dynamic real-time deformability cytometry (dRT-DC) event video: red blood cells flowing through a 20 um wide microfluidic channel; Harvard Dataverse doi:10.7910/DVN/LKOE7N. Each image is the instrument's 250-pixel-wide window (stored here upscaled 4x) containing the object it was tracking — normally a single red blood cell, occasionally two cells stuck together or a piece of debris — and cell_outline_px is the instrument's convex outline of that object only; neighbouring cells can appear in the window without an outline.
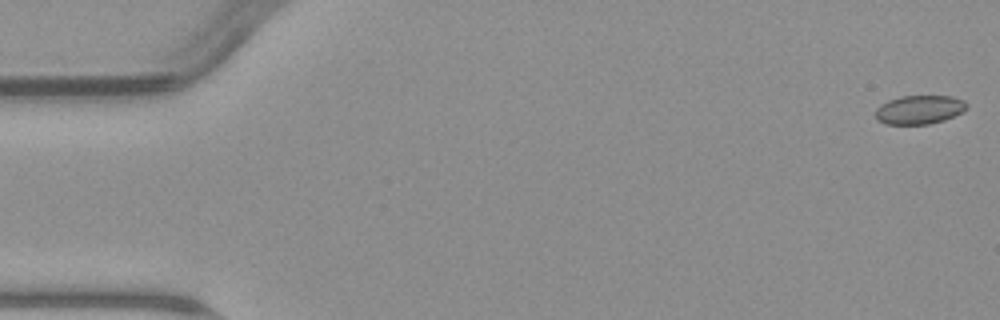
{"species": "common noctule bat (a hibernating species)", "species_latin": "Nyctalus noctula", "temperature_condition": "warm", "stored_images_in_passage": 8, "camera_frame_rate_fps": 3000, "um_per_image_px": 0.085, "animal": {"sex": "male", "body_mass_g": 23.1, "forearm_length_mm": 52.7}, "frame": {"image": 1, "passage_image": 1, "time_ms": 0.0, "image_size_px": [1000, 320], "cell_outline_px": [[968, 108], [964, 112], [944, 120], [928, 124], [884, 124], [876, 120], [876, 108], [880, 104], [888, 100], [900, 96], [952, 96], [964, 100], [968, 104]], "centroid_in_image_um": [78.16, 9.32], "position_along_channel_um": 6.8, "area_um2": 15.55}}
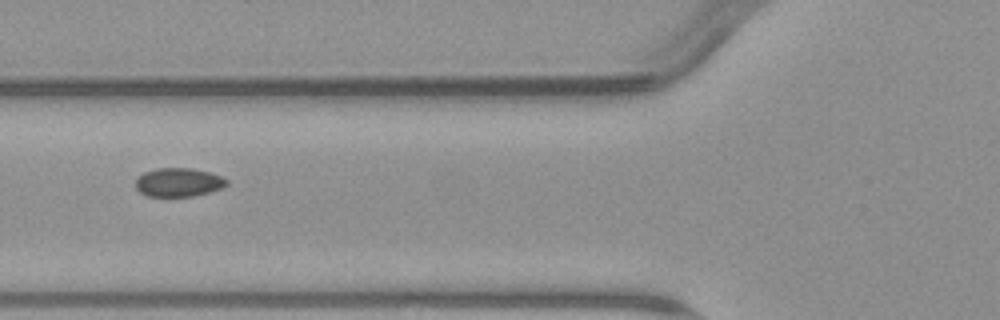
{"frame": {"image": 2, "passage_image": 6, "time_ms": 6.667, "image_size_px": [1000, 320], "cell_outline_px": [[228, 184], [220, 188], [208, 192], [192, 196], [148, 196], [140, 192], [136, 188], [136, 180], [144, 172], [156, 168], [192, 168], [208, 172], [220, 176], [228, 180]], "centroid_in_image_um": [15.16, 15.49], "position_along_channel_um": 110.6, "area_um2": 15.03}}
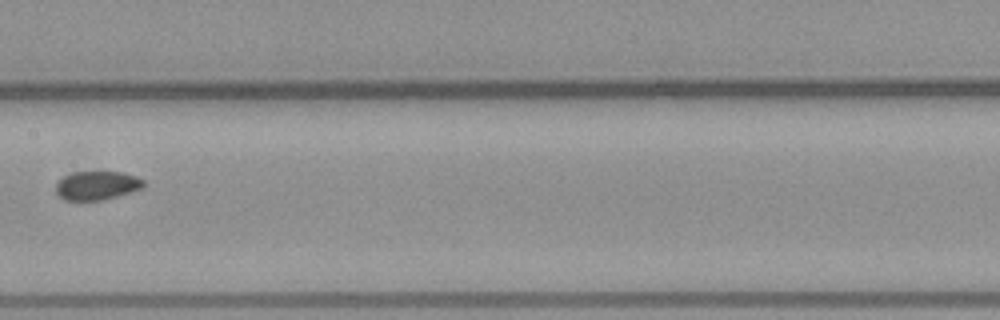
{"frame": {"image": 3, "passage_image": 8, "time_ms": 9.0, "image_size_px": [1000, 320], "cell_outline_px": [[144, 188], [104, 200], [64, 200], [56, 192], [56, 180], [72, 172], [120, 172], [136, 176], [144, 180]], "centroid_in_image_um": [8.23, 15.76], "position_along_channel_um": 199.2, "area_um2": 14.8}}